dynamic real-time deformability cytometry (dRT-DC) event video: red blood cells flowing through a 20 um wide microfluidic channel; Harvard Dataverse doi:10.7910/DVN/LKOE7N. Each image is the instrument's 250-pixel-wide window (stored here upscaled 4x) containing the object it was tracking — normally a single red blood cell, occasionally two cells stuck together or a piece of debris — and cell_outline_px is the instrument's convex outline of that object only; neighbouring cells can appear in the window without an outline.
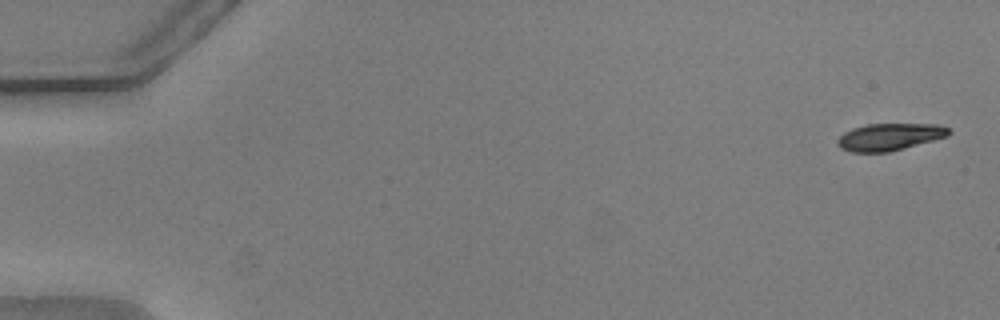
{"species": "common noctule bat (a hibernating species)", "species_latin": "Nyctalus noctula", "temperature_condition": "warm", "stored_images_in_passage": 54, "camera_frame_rate_fps": 3000, "um_per_image_px": 0.085, "animal": {"sex": "male", "body_mass_g": 20.5, "forearm_length_mm": 52.5}, "frame": {"image": 1, "passage_image": 1, "time_ms": 0.0, "image_size_px": [1000, 320], "cell_outline_px": [[952, 132], [948, 136], [904, 148], [888, 152], [852, 152], [840, 148], [836, 144], [836, 140], [844, 132], [852, 128], [868, 124], [936, 124], [948, 128]], "centroid_in_image_um": [75.59, 11.63], "position_along_channel_um": 9.4, "area_um2": 17.57}}
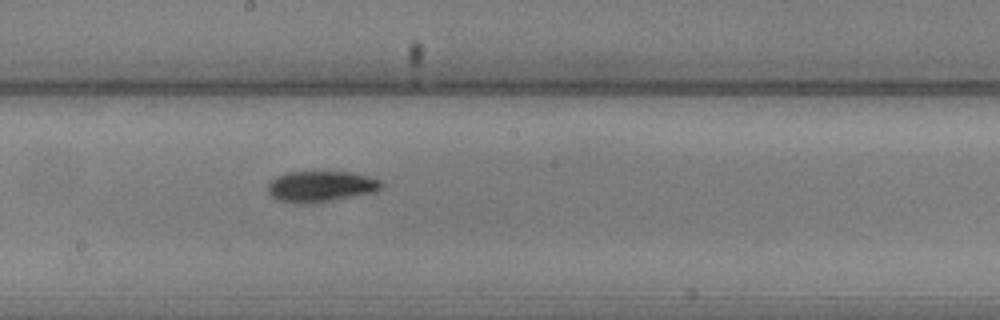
{"frame": {"image": 2, "passage_image": 30, "time_ms": 9.667, "image_size_px": [1000, 320], "cell_outline_px": [[384, 184], [376, 192], [332, 200], [304, 204], [276, 200], [268, 192], [268, 184], [276, 176], [288, 172], [352, 172], [368, 176], [380, 180]], "centroid_in_image_um": [27.27, 15.84], "position_along_channel_um": 220.9, "area_um2": 20.4}}
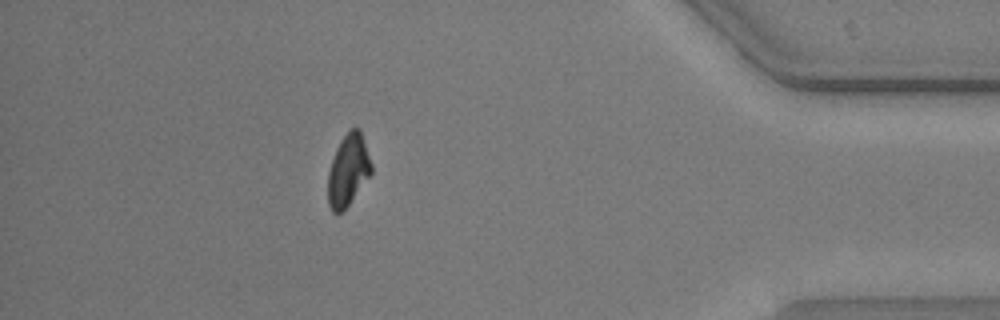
{"frame": {"image": 3, "passage_image": 48, "time_ms": 15.667, "image_size_px": [1000, 320], "cell_outline_px": [[372, 172], [348, 204], [340, 212], [332, 212], [328, 204], [328, 172], [336, 148], [340, 140], [352, 128], [360, 128], [372, 164]], "centroid_in_image_um": [29.59, 14.44], "position_along_channel_um": 405.6, "area_um2": 17.8}, "authors_computed_cell_mechanics": {"area_um2": 18.8717, "velocity_mm_per_s": 3.764, "shape_relaxation_time_tau1_ms": 3.5408, "shape_relaxation_time_tau2_ms": null, "deformation_change_tau1": 0.1341, "deformation_change_tau2": null}}